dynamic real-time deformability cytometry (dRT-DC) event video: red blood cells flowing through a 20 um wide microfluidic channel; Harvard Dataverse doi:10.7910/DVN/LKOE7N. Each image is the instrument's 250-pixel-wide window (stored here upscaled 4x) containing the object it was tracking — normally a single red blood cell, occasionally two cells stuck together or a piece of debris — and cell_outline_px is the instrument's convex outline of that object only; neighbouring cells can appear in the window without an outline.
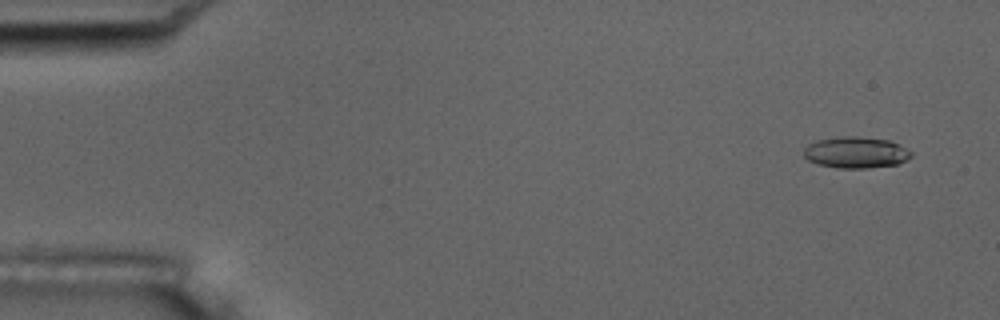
{"species": "common noctule bat (a hibernating species)", "species_latin": "Nyctalus noctula", "temperature_condition": "room temperature", "stored_images_in_passage": 5, "camera_frame_rate_fps": 3000, "um_per_image_px": 0.085, "animal": {"sex": "male", "body_mass_g": 17.5, "forearm_length_mm": 52.3}, "frame": {"image": 1, "passage_image": 1, "time_ms": 0.0, "image_size_px": [1000, 320], "cell_outline_px": [[912, 156], [908, 160], [896, 164], [868, 168], [836, 168], [820, 164], [808, 160], [804, 156], [804, 148], [808, 144], [816, 140], [844, 136], [856, 136], [888, 140], [912, 152]], "centroid_in_image_um": [72.73, 12.96], "position_along_channel_um": 12.3, "area_um2": 19.48}}
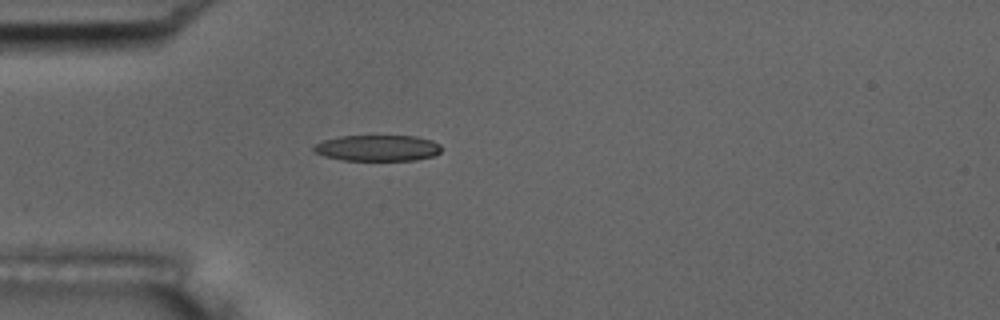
{"frame": {"image": 2, "passage_image": 5, "time_ms": 4.333, "image_size_px": [1000, 320], "cell_outline_px": [[440, 152], [432, 156], [416, 160], [344, 160], [324, 156], [312, 152], [312, 148], [316, 144], [324, 140], [340, 136], [416, 136], [432, 140], [440, 144]], "centroid_in_image_um": [32.08, 12.58], "position_along_channel_um": 52.9, "area_um2": 19.36}}